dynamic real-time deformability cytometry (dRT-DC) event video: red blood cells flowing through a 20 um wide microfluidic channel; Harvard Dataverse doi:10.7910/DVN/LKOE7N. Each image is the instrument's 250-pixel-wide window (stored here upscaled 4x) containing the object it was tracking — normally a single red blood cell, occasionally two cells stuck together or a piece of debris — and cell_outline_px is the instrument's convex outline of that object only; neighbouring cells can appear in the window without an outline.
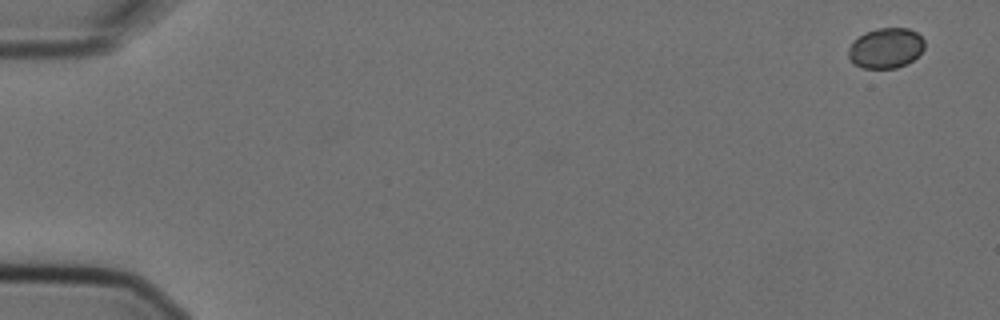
{"species": "Egyptian fruit bat (a non-hibernating species)", "species_latin": "Rousettus aegyptiacus", "temperature_condition": "cold", "stored_images_in_passage": 6, "camera_frame_rate_fps": 3000, "um_per_image_px": 0.085, "animal": {"sex": "female"}, "frame": {"image": 1, "passage_image": 1, "time_ms": 0.0, "image_size_px": [1000, 320], "cell_outline_px": [[924, 48], [908, 64], [896, 68], [864, 68], [856, 64], [848, 56], [848, 48], [852, 40], [864, 32], [876, 28], [908, 28], [916, 32], [924, 40]], "centroid_in_image_um": [75.28, 4.07], "position_along_channel_um": 9.7, "area_um2": 17.92}}
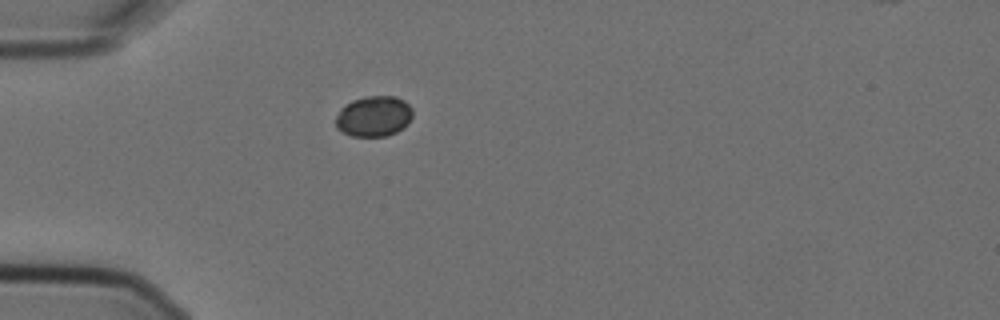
{"frame": {"image": 2, "passage_image": 5, "time_ms": 1.333, "image_size_px": [1000, 320], "cell_outline_px": [[412, 116], [408, 124], [404, 128], [388, 136], [352, 136], [336, 128], [336, 116], [340, 108], [352, 100], [364, 96], [396, 96], [404, 100], [412, 108]], "centroid_in_image_um": [31.78, 9.87], "position_along_channel_um": 53.2, "area_um2": 18.38}}